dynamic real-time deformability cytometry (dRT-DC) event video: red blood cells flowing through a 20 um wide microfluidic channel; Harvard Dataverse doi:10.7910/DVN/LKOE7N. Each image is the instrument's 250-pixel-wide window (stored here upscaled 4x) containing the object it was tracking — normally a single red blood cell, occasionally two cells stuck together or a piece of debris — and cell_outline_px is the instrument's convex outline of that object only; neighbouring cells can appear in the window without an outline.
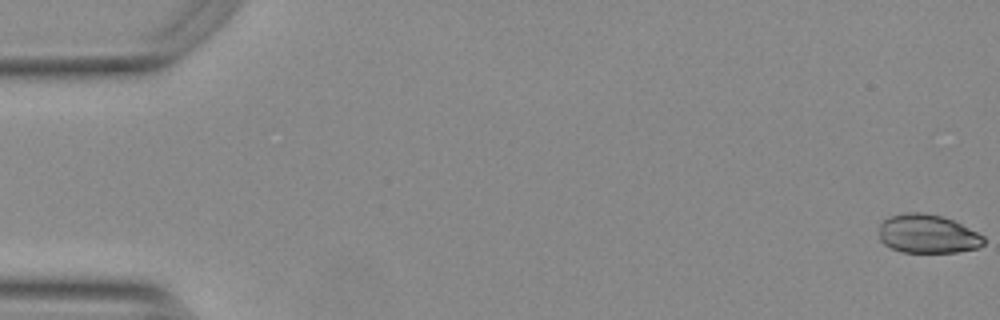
{"species": "Egyptian fruit bat (a non-hibernating species)", "species_latin": "Rousettus aegyptiacus", "temperature_condition": "warm", "stored_images_in_passage": 5, "camera_frame_rate_fps": 3000, "um_per_image_px": 0.085, "animal": {"sex": "female"}, "frame": {"image": 1, "passage_image": 1, "time_ms": 0.0, "image_size_px": [1000, 320], "cell_outline_px": [[984, 244], [976, 248], [956, 252], [900, 252], [884, 244], [880, 240], [880, 224], [884, 220], [892, 216], [908, 212], [920, 212], [940, 216], [952, 220], [984, 236]], "centroid_in_image_um": [78.83, 19.89], "position_along_channel_um": 6.2, "area_um2": 23.29}}